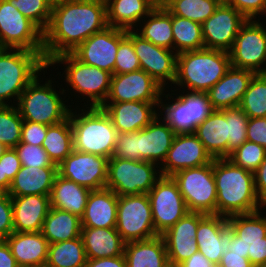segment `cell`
Listing matches in <instances>:
<instances>
[{
  "instance_id": "obj_62",
  "label": "cell",
  "mask_w": 266,
  "mask_h": 267,
  "mask_svg": "<svg viewBox=\"0 0 266 267\" xmlns=\"http://www.w3.org/2000/svg\"><path fill=\"white\" fill-rule=\"evenodd\" d=\"M7 148H8L7 146H5L3 143L0 142V157L4 154Z\"/></svg>"
},
{
  "instance_id": "obj_19",
  "label": "cell",
  "mask_w": 266,
  "mask_h": 267,
  "mask_svg": "<svg viewBox=\"0 0 266 267\" xmlns=\"http://www.w3.org/2000/svg\"><path fill=\"white\" fill-rule=\"evenodd\" d=\"M164 88L140 69L113 74L105 102H159Z\"/></svg>"
},
{
  "instance_id": "obj_39",
  "label": "cell",
  "mask_w": 266,
  "mask_h": 267,
  "mask_svg": "<svg viewBox=\"0 0 266 267\" xmlns=\"http://www.w3.org/2000/svg\"><path fill=\"white\" fill-rule=\"evenodd\" d=\"M87 261L81 236L49 244L46 263L51 267H85Z\"/></svg>"
},
{
  "instance_id": "obj_38",
  "label": "cell",
  "mask_w": 266,
  "mask_h": 267,
  "mask_svg": "<svg viewBox=\"0 0 266 267\" xmlns=\"http://www.w3.org/2000/svg\"><path fill=\"white\" fill-rule=\"evenodd\" d=\"M42 147L56 165L72 153L74 150L73 135L69 117L61 123L48 126Z\"/></svg>"
},
{
  "instance_id": "obj_51",
  "label": "cell",
  "mask_w": 266,
  "mask_h": 267,
  "mask_svg": "<svg viewBox=\"0 0 266 267\" xmlns=\"http://www.w3.org/2000/svg\"><path fill=\"white\" fill-rule=\"evenodd\" d=\"M228 5L233 6L247 20H261L260 15L266 16V0H229Z\"/></svg>"
},
{
  "instance_id": "obj_46",
  "label": "cell",
  "mask_w": 266,
  "mask_h": 267,
  "mask_svg": "<svg viewBox=\"0 0 266 267\" xmlns=\"http://www.w3.org/2000/svg\"><path fill=\"white\" fill-rule=\"evenodd\" d=\"M226 120L229 121L228 157L235 149L247 141V125L249 117L239 106L225 109Z\"/></svg>"
},
{
  "instance_id": "obj_20",
  "label": "cell",
  "mask_w": 266,
  "mask_h": 267,
  "mask_svg": "<svg viewBox=\"0 0 266 267\" xmlns=\"http://www.w3.org/2000/svg\"><path fill=\"white\" fill-rule=\"evenodd\" d=\"M247 19L228 4L219 5L215 12L202 23L204 47L229 52L241 26Z\"/></svg>"
},
{
  "instance_id": "obj_16",
  "label": "cell",
  "mask_w": 266,
  "mask_h": 267,
  "mask_svg": "<svg viewBox=\"0 0 266 267\" xmlns=\"http://www.w3.org/2000/svg\"><path fill=\"white\" fill-rule=\"evenodd\" d=\"M126 36L133 42L134 51L139 59L141 69L164 89H168L170 86L172 88V84L176 79L177 53L173 50L156 46L142 38L134 30H126Z\"/></svg>"
},
{
  "instance_id": "obj_58",
  "label": "cell",
  "mask_w": 266,
  "mask_h": 267,
  "mask_svg": "<svg viewBox=\"0 0 266 267\" xmlns=\"http://www.w3.org/2000/svg\"><path fill=\"white\" fill-rule=\"evenodd\" d=\"M0 267H19L6 240H0Z\"/></svg>"
},
{
  "instance_id": "obj_66",
  "label": "cell",
  "mask_w": 266,
  "mask_h": 267,
  "mask_svg": "<svg viewBox=\"0 0 266 267\" xmlns=\"http://www.w3.org/2000/svg\"><path fill=\"white\" fill-rule=\"evenodd\" d=\"M164 267H180V266L177 264L168 262Z\"/></svg>"
},
{
  "instance_id": "obj_52",
  "label": "cell",
  "mask_w": 266,
  "mask_h": 267,
  "mask_svg": "<svg viewBox=\"0 0 266 267\" xmlns=\"http://www.w3.org/2000/svg\"><path fill=\"white\" fill-rule=\"evenodd\" d=\"M47 130L48 125L23 120L20 143L42 146Z\"/></svg>"
},
{
  "instance_id": "obj_53",
  "label": "cell",
  "mask_w": 266,
  "mask_h": 267,
  "mask_svg": "<svg viewBox=\"0 0 266 267\" xmlns=\"http://www.w3.org/2000/svg\"><path fill=\"white\" fill-rule=\"evenodd\" d=\"M247 141L257 143L266 149V117L249 118Z\"/></svg>"
},
{
  "instance_id": "obj_26",
  "label": "cell",
  "mask_w": 266,
  "mask_h": 267,
  "mask_svg": "<svg viewBox=\"0 0 266 267\" xmlns=\"http://www.w3.org/2000/svg\"><path fill=\"white\" fill-rule=\"evenodd\" d=\"M15 232H40L50 211V195L11 196Z\"/></svg>"
},
{
  "instance_id": "obj_55",
  "label": "cell",
  "mask_w": 266,
  "mask_h": 267,
  "mask_svg": "<svg viewBox=\"0 0 266 267\" xmlns=\"http://www.w3.org/2000/svg\"><path fill=\"white\" fill-rule=\"evenodd\" d=\"M254 185L259 201L266 207V157L254 172Z\"/></svg>"
},
{
  "instance_id": "obj_60",
  "label": "cell",
  "mask_w": 266,
  "mask_h": 267,
  "mask_svg": "<svg viewBox=\"0 0 266 267\" xmlns=\"http://www.w3.org/2000/svg\"><path fill=\"white\" fill-rule=\"evenodd\" d=\"M11 181L4 175L3 161H0V192H7L10 188Z\"/></svg>"
},
{
  "instance_id": "obj_36",
  "label": "cell",
  "mask_w": 266,
  "mask_h": 267,
  "mask_svg": "<svg viewBox=\"0 0 266 267\" xmlns=\"http://www.w3.org/2000/svg\"><path fill=\"white\" fill-rule=\"evenodd\" d=\"M141 22L137 25L139 28H134L138 35L156 46L174 51L172 14L164 6H156Z\"/></svg>"
},
{
  "instance_id": "obj_2",
  "label": "cell",
  "mask_w": 266,
  "mask_h": 267,
  "mask_svg": "<svg viewBox=\"0 0 266 267\" xmlns=\"http://www.w3.org/2000/svg\"><path fill=\"white\" fill-rule=\"evenodd\" d=\"M213 175L217 191L216 215L228 218L265 208L255 191L254 173L223 158L213 159Z\"/></svg>"
},
{
  "instance_id": "obj_5",
  "label": "cell",
  "mask_w": 266,
  "mask_h": 267,
  "mask_svg": "<svg viewBox=\"0 0 266 267\" xmlns=\"http://www.w3.org/2000/svg\"><path fill=\"white\" fill-rule=\"evenodd\" d=\"M78 105L75 103V108H71L68 116L72 126L74 150L110 159L114 155L117 137L110 117L101 107Z\"/></svg>"
},
{
  "instance_id": "obj_48",
  "label": "cell",
  "mask_w": 266,
  "mask_h": 267,
  "mask_svg": "<svg viewBox=\"0 0 266 267\" xmlns=\"http://www.w3.org/2000/svg\"><path fill=\"white\" fill-rule=\"evenodd\" d=\"M139 59L134 51L133 42L126 36L120 43L116 55L114 74L140 70Z\"/></svg>"
},
{
  "instance_id": "obj_30",
  "label": "cell",
  "mask_w": 266,
  "mask_h": 267,
  "mask_svg": "<svg viewBox=\"0 0 266 267\" xmlns=\"http://www.w3.org/2000/svg\"><path fill=\"white\" fill-rule=\"evenodd\" d=\"M19 267L44 264L49 242L40 232H13L6 239Z\"/></svg>"
},
{
  "instance_id": "obj_14",
  "label": "cell",
  "mask_w": 266,
  "mask_h": 267,
  "mask_svg": "<svg viewBox=\"0 0 266 267\" xmlns=\"http://www.w3.org/2000/svg\"><path fill=\"white\" fill-rule=\"evenodd\" d=\"M0 48H19L43 57V32L8 0H0Z\"/></svg>"
},
{
  "instance_id": "obj_18",
  "label": "cell",
  "mask_w": 266,
  "mask_h": 267,
  "mask_svg": "<svg viewBox=\"0 0 266 267\" xmlns=\"http://www.w3.org/2000/svg\"><path fill=\"white\" fill-rule=\"evenodd\" d=\"M108 158L73 150L58 165V174L90 190L105 188Z\"/></svg>"
},
{
  "instance_id": "obj_24",
  "label": "cell",
  "mask_w": 266,
  "mask_h": 267,
  "mask_svg": "<svg viewBox=\"0 0 266 267\" xmlns=\"http://www.w3.org/2000/svg\"><path fill=\"white\" fill-rule=\"evenodd\" d=\"M159 102H105L101 108L110 117L117 133L139 131L158 115Z\"/></svg>"
},
{
  "instance_id": "obj_33",
  "label": "cell",
  "mask_w": 266,
  "mask_h": 267,
  "mask_svg": "<svg viewBox=\"0 0 266 267\" xmlns=\"http://www.w3.org/2000/svg\"><path fill=\"white\" fill-rule=\"evenodd\" d=\"M107 25L134 30L156 7L151 0H105Z\"/></svg>"
},
{
  "instance_id": "obj_23",
  "label": "cell",
  "mask_w": 266,
  "mask_h": 267,
  "mask_svg": "<svg viewBox=\"0 0 266 267\" xmlns=\"http://www.w3.org/2000/svg\"><path fill=\"white\" fill-rule=\"evenodd\" d=\"M234 230L221 215H206L198 224L196 241L198 251L211 263L219 265L222 255L228 251Z\"/></svg>"
},
{
  "instance_id": "obj_9",
  "label": "cell",
  "mask_w": 266,
  "mask_h": 267,
  "mask_svg": "<svg viewBox=\"0 0 266 267\" xmlns=\"http://www.w3.org/2000/svg\"><path fill=\"white\" fill-rule=\"evenodd\" d=\"M160 177V167L153 162L112 156L108 160L105 187L117 196L147 194Z\"/></svg>"
},
{
  "instance_id": "obj_42",
  "label": "cell",
  "mask_w": 266,
  "mask_h": 267,
  "mask_svg": "<svg viewBox=\"0 0 266 267\" xmlns=\"http://www.w3.org/2000/svg\"><path fill=\"white\" fill-rule=\"evenodd\" d=\"M239 107L249 118L266 117V73L253 76Z\"/></svg>"
},
{
  "instance_id": "obj_44",
  "label": "cell",
  "mask_w": 266,
  "mask_h": 267,
  "mask_svg": "<svg viewBox=\"0 0 266 267\" xmlns=\"http://www.w3.org/2000/svg\"><path fill=\"white\" fill-rule=\"evenodd\" d=\"M27 19L32 21L42 32L47 28L52 6L47 0H8Z\"/></svg>"
},
{
  "instance_id": "obj_21",
  "label": "cell",
  "mask_w": 266,
  "mask_h": 267,
  "mask_svg": "<svg viewBox=\"0 0 266 267\" xmlns=\"http://www.w3.org/2000/svg\"><path fill=\"white\" fill-rule=\"evenodd\" d=\"M213 158L194 133L176 134L167 157L160 166L161 176H172L176 172L211 163Z\"/></svg>"
},
{
  "instance_id": "obj_54",
  "label": "cell",
  "mask_w": 266,
  "mask_h": 267,
  "mask_svg": "<svg viewBox=\"0 0 266 267\" xmlns=\"http://www.w3.org/2000/svg\"><path fill=\"white\" fill-rule=\"evenodd\" d=\"M0 161H3L4 175L12 181L22 167L15 149L7 148L4 154L0 157Z\"/></svg>"
},
{
  "instance_id": "obj_40",
  "label": "cell",
  "mask_w": 266,
  "mask_h": 267,
  "mask_svg": "<svg viewBox=\"0 0 266 267\" xmlns=\"http://www.w3.org/2000/svg\"><path fill=\"white\" fill-rule=\"evenodd\" d=\"M174 52L177 54L203 49L202 24L172 15Z\"/></svg>"
},
{
  "instance_id": "obj_35",
  "label": "cell",
  "mask_w": 266,
  "mask_h": 267,
  "mask_svg": "<svg viewBox=\"0 0 266 267\" xmlns=\"http://www.w3.org/2000/svg\"><path fill=\"white\" fill-rule=\"evenodd\" d=\"M90 189L57 174L50 194L51 207L82 217Z\"/></svg>"
},
{
  "instance_id": "obj_34",
  "label": "cell",
  "mask_w": 266,
  "mask_h": 267,
  "mask_svg": "<svg viewBox=\"0 0 266 267\" xmlns=\"http://www.w3.org/2000/svg\"><path fill=\"white\" fill-rule=\"evenodd\" d=\"M124 256L127 267H164L169 262L161 235L147 240L127 242Z\"/></svg>"
},
{
  "instance_id": "obj_1",
  "label": "cell",
  "mask_w": 266,
  "mask_h": 267,
  "mask_svg": "<svg viewBox=\"0 0 266 267\" xmlns=\"http://www.w3.org/2000/svg\"><path fill=\"white\" fill-rule=\"evenodd\" d=\"M107 26L105 0H66L53 5L49 24L43 32L45 62L71 53Z\"/></svg>"
},
{
  "instance_id": "obj_6",
  "label": "cell",
  "mask_w": 266,
  "mask_h": 267,
  "mask_svg": "<svg viewBox=\"0 0 266 267\" xmlns=\"http://www.w3.org/2000/svg\"><path fill=\"white\" fill-rule=\"evenodd\" d=\"M60 64H63L62 67L64 68L62 70L64 72L62 74L61 72L57 73V75L59 74L58 79H60V76L61 79L63 77L68 91L69 87H71L68 94L70 93L69 95L71 96L75 94V100H81L76 102L81 103L83 101V107H101L105 103L110 91L111 73L82 63L72 53H63L55 56L47 63V67L51 66V68L54 67L53 69H55V65L60 66ZM84 99L85 101L87 100V103Z\"/></svg>"
},
{
  "instance_id": "obj_11",
  "label": "cell",
  "mask_w": 266,
  "mask_h": 267,
  "mask_svg": "<svg viewBox=\"0 0 266 267\" xmlns=\"http://www.w3.org/2000/svg\"><path fill=\"white\" fill-rule=\"evenodd\" d=\"M189 212L216 215L217 191L211 163L182 169L171 176Z\"/></svg>"
},
{
  "instance_id": "obj_4",
  "label": "cell",
  "mask_w": 266,
  "mask_h": 267,
  "mask_svg": "<svg viewBox=\"0 0 266 267\" xmlns=\"http://www.w3.org/2000/svg\"><path fill=\"white\" fill-rule=\"evenodd\" d=\"M230 67V54L223 50L203 48L177 54L176 79L173 89L207 92Z\"/></svg>"
},
{
  "instance_id": "obj_25",
  "label": "cell",
  "mask_w": 266,
  "mask_h": 267,
  "mask_svg": "<svg viewBox=\"0 0 266 267\" xmlns=\"http://www.w3.org/2000/svg\"><path fill=\"white\" fill-rule=\"evenodd\" d=\"M255 75L246 69L230 67L226 74L208 91L214 110H223L240 105L248 85Z\"/></svg>"
},
{
  "instance_id": "obj_8",
  "label": "cell",
  "mask_w": 266,
  "mask_h": 267,
  "mask_svg": "<svg viewBox=\"0 0 266 267\" xmlns=\"http://www.w3.org/2000/svg\"><path fill=\"white\" fill-rule=\"evenodd\" d=\"M166 91L168 92L169 88L163 90L158 104V115L175 134L194 133L196 127L214 111L207 92L182 91L181 89L179 92L175 89H171V93Z\"/></svg>"
},
{
  "instance_id": "obj_64",
  "label": "cell",
  "mask_w": 266,
  "mask_h": 267,
  "mask_svg": "<svg viewBox=\"0 0 266 267\" xmlns=\"http://www.w3.org/2000/svg\"><path fill=\"white\" fill-rule=\"evenodd\" d=\"M26 267H51V266L48 265L47 263H44V264H40V265H33V266H26Z\"/></svg>"
},
{
  "instance_id": "obj_27",
  "label": "cell",
  "mask_w": 266,
  "mask_h": 267,
  "mask_svg": "<svg viewBox=\"0 0 266 267\" xmlns=\"http://www.w3.org/2000/svg\"><path fill=\"white\" fill-rule=\"evenodd\" d=\"M175 135L172 128L157 115L148 126L139 130L141 161L153 162L160 167L167 157Z\"/></svg>"
},
{
  "instance_id": "obj_32",
  "label": "cell",
  "mask_w": 266,
  "mask_h": 267,
  "mask_svg": "<svg viewBox=\"0 0 266 267\" xmlns=\"http://www.w3.org/2000/svg\"><path fill=\"white\" fill-rule=\"evenodd\" d=\"M80 236L87 259L116 257L124 254L126 242L116 228L82 227Z\"/></svg>"
},
{
  "instance_id": "obj_63",
  "label": "cell",
  "mask_w": 266,
  "mask_h": 267,
  "mask_svg": "<svg viewBox=\"0 0 266 267\" xmlns=\"http://www.w3.org/2000/svg\"><path fill=\"white\" fill-rule=\"evenodd\" d=\"M47 1L50 3L51 6H53V5L62 3L64 1H66V0H47Z\"/></svg>"
},
{
  "instance_id": "obj_12",
  "label": "cell",
  "mask_w": 266,
  "mask_h": 267,
  "mask_svg": "<svg viewBox=\"0 0 266 267\" xmlns=\"http://www.w3.org/2000/svg\"><path fill=\"white\" fill-rule=\"evenodd\" d=\"M115 228L126 243L158 236L148 194L118 196Z\"/></svg>"
},
{
  "instance_id": "obj_22",
  "label": "cell",
  "mask_w": 266,
  "mask_h": 267,
  "mask_svg": "<svg viewBox=\"0 0 266 267\" xmlns=\"http://www.w3.org/2000/svg\"><path fill=\"white\" fill-rule=\"evenodd\" d=\"M205 216L206 214L188 212L161 235L170 263L180 265L198 251L196 232L199 222Z\"/></svg>"
},
{
  "instance_id": "obj_7",
  "label": "cell",
  "mask_w": 266,
  "mask_h": 267,
  "mask_svg": "<svg viewBox=\"0 0 266 267\" xmlns=\"http://www.w3.org/2000/svg\"><path fill=\"white\" fill-rule=\"evenodd\" d=\"M46 67L38 52L0 48V105H16L21 93Z\"/></svg>"
},
{
  "instance_id": "obj_10",
  "label": "cell",
  "mask_w": 266,
  "mask_h": 267,
  "mask_svg": "<svg viewBox=\"0 0 266 267\" xmlns=\"http://www.w3.org/2000/svg\"><path fill=\"white\" fill-rule=\"evenodd\" d=\"M264 214L266 207L254 213L227 218L228 224L234 230L228 251L243 254L254 267L266 264V215Z\"/></svg>"
},
{
  "instance_id": "obj_50",
  "label": "cell",
  "mask_w": 266,
  "mask_h": 267,
  "mask_svg": "<svg viewBox=\"0 0 266 267\" xmlns=\"http://www.w3.org/2000/svg\"><path fill=\"white\" fill-rule=\"evenodd\" d=\"M13 232L11 196L7 192H0V240H5Z\"/></svg>"
},
{
  "instance_id": "obj_56",
  "label": "cell",
  "mask_w": 266,
  "mask_h": 267,
  "mask_svg": "<svg viewBox=\"0 0 266 267\" xmlns=\"http://www.w3.org/2000/svg\"><path fill=\"white\" fill-rule=\"evenodd\" d=\"M85 267H127L124 254L116 257L87 259Z\"/></svg>"
},
{
  "instance_id": "obj_13",
  "label": "cell",
  "mask_w": 266,
  "mask_h": 267,
  "mask_svg": "<svg viewBox=\"0 0 266 267\" xmlns=\"http://www.w3.org/2000/svg\"><path fill=\"white\" fill-rule=\"evenodd\" d=\"M231 66L255 74L266 73V26L260 19L247 20L229 51Z\"/></svg>"
},
{
  "instance_id": "obj_49",
  "label": "cell",
  "mask_w": 266,
  "mask_h": 267,
  "mask_svg": "<svg viewBox=\"0 0 266 267\" xmlns=\"http://www.w3.org/2000/svg\"><path fill=\"white\" fill-rule=\"evenodd\" d=\"M114 157L141 161L139 151V131L117 133Z\"/></svg>"
},
{
  "instance_id": "obj_15",
  "label": "cell",
  "mask_w": 266,
  "mask_h": 267,
  "mask_svg": "<svg viewBox=\"0 0 266 267\" xmlns=\"http://www.w3.org/2000/svg\"><path fill=\"white\" fill-rule=\"evenodd\" d=\"M147 194L158 235H162L189 212L177 183L171 176H161Z\"/></svg>"
},
{
  "instance_id": "obj_28",
  "label": "cell",
  "mask_w": 266,
  "mask_h": 267,
  "mask_svg": "<svg viewBox=\"0 0 266 267\" xmlns=\"http://www.w3.org/2000/svg\"><path fill=\"white\" fill-rule=\"evenodd\" d=\"M118 196L108 188L91 190L81 217L82 227L115 228Z\"/></svg>"
},
{
  "instance_id": "obj_61",
  "label": "cell",
  "mask_w": 266,
  "mask_h": 267,
  "mask_svg": "<svg viewBox=\"0 0 266 267\" xmlns=\"http://www.w3.org/2000/svg\"><path fill=\"white\" fill-rule=\"evenodd\" d=\"M156 6H165L169 0H151Z\"/></svg>"
},
{
  "instance_id": "obj_17",
  "label": "cell",
  "mask_w": 266,
  "mask_h": 267,
  "mask_svg": "<svg viewBox=\"0 0 266 267\" xmlns=\"http://www.w3.org/2000/svg\"><path fill=\"white\" fill-rule=\"evenodd\" d=\"M126 37V30L107 26L93 34L71 53L82 63L114 74L119 43Z\"/></svg>"
},
{
  "instance_id": "obj_37",
  "label": "cell",
  "mask_w": 266,
  "mask_h": 267,
  "mask_svg": "<svg viewBox=\"0 0 266 267\" xmlns=\"http://www.w3.org/2000/svg\"><path fill=\"white\" fill-rule=\"evenodd\" d=\"M82 231L81 218L68 211L50 208L41 233L49 244L80 237Z\"/></svg>"
},
{
  "instance_id": "obj_31",
  "label": "cell",
  "mask_w": 266,
  "mask_h": 267,
  "mask_svg": "<svg viewBox=\"0 0 266 267\" xmlns=\"http://www.w3.org/2000/svg\"><path fill=\"white\" fill-rule=\"evenodd\" d=\"M58 167H25L11 181L10 196L50 195Z\"/></svg>"
},
{
  "instance_id": "obj_29",
  "label": "cell",
  "mask_w": 266,
  "mask_h": 267,
  "mask_svg": "<svg viewBox=\"0 0 266 267\" xmlns=\"http://www.w3.org/2000/svg\"><path fill=\"white\" fill-rule=\"evenodd\" d=\"M194 134L213 159L228 158L229 121L225 109L214 110L196 127Z\"/></svg>"
},
{
  "instance_id": "obj_57",
  "label": "cell",
  "mask_w": 266,
  "mask_h": 267,
  "mask_svg": "<svg viewBox=\"0 0 266 267\" xmlns=\"http://www.w3.org/2000/svg\"><path fill=\"white\" fill-rule=\"evenodd\" d=\"M221 267H254L248 258L243 257V254L233 253L232 251H226L222 255Z\"/></svg>"
},
{
  "instance_id": "obj_59",
  "label": "cell",
  "mask_w": 266,
  "mask_h": 267,
  "mask_svg": "<svg viewBox=\"0 0 266 267\" xmlns=\"http://www.w3.org/2000/svg\"><path fill=\"white\" fill-rule=\"evenodd\" d=\"M180 267H213L211 263L202 253L197 251L186 261L182 262Z\"/></svg>"
},
{
  "instance_id": "obj_43",
  "label": "cell",
  "mask_w": 266,
  "mask_h": 267,
  "mask_svg": "<svg viewBox=\"0 0 266 267\" xmlns=\"http://www.w3.org/2000/svg\"><path fill=\"white\" fill-rule=\"evenodd\" d=\"M23 119L16 105H0V142L8 148L21 141Z\"/></svg>"
},
{
  "instance_id": "obj_41",
  "label": "cell",
  "mask_w": 266,
  "mask_h": 267,
  "mask_svg": "<svg viewBox=\"0 0 266 267\" xmlns=\"http://www.w3.org/2000/svg\"><path fill=\"white\" fill-rule=\"evenodd\" d=\"M218 6L219 4L214 0H169L164 7L172 15L202 24Z\"/></svg>"
},
{
  "instance_id": "obj_47",
  "label": "cell",
  "mask_w": 266,
  "mask_h": 267,
  "mask_svg": "<svg viewBox=\"0 0 266 267\" xmlns=\"http://www.w3.org/2000/svg\"><path fill=\"white\" fill-rule=\"evenodd\" d=\"M22 166L25 167H58L47 155L42 146L19 143L14 147Z\"/></svg>"
},
{
  "instance_id": "obj_65",
  "label": "cell",
  "mask_w": 266,
  "mask_h": 267,
  "mask_svg": "<svg viewBox=\"0 0 266 267\" xmlns=\"http://www.w3.org/2000/svg\"><path fill=\"white\" fill-rule=\"evenodd\" d=\"M214 1H216L219 5H221V4H228L229 0H214Z\"/></svg>"
},
{
  "instance_id": "obj_45",
  "label": "cell",
  "mask_w": 266,
  "mask_h": 267,
  "mask_svg": "<svg viewBox=\"0 0 266 267\" xmlns=\"http://www.w3.org/2000/svg\"><path fill=\"white\" fill-rule=\"evenodd\" d=\"M266 149L257 143L245 141L229 155L228 159L236 166L254 173L264 161Z\"/></svg>"
},
{
  "instance_id": "obj_3",
  "label": "cell",
  "mask_w": 266,
  "mask_h": 267,
  "mask_svg": "<svg viewBox=\"0 0 266 267\" xmlns=\"http://www.w3.org/2000/svg\"><path fill=\"white\" fill-rule=\"evenodd\" d=\"M47 69L48 67L43 70V78L41 73L38 74L25 88L18 99L16 107L23 120L50 126L66 120L74 105L68 103L69 101L66 99L67 92H65L67 90L63 86L59 87V84H57V88L60 91L56 90L55 84L58 81H55V78L50 77L45 80V71L47 73Z\"/></svg>"
}]
</instances>
